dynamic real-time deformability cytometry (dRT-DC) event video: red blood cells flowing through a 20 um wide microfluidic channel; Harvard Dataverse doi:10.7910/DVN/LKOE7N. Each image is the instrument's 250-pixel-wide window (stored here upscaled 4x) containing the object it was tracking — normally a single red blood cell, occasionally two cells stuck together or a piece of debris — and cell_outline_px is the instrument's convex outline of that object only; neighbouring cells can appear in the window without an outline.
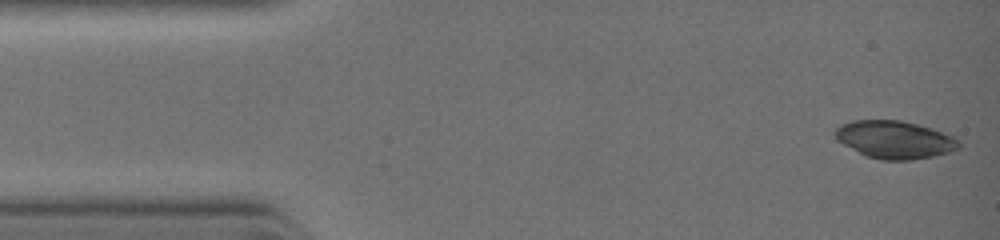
{"species": "common noctule bat (a hibernating species)", "species_latin": "Nyctalus noctula", "temperature_condition": "warm", "stored_images_in_passage": 54, "camera_frame_rate_fps": 3000, "um_per_image_px": 0.085, "animal": {"sex": "female", "body_mass_g": 19.0, "forearm_length_mm": 51.5}, "frame": {"image": 1, "passage_image": 1, "time_ms": 0.0, "image_size_px": [1000, 240], "cell_outline_px": [[960, 148], [948, 152], [932, 156], [908, 160], [884, 160], [868, 156], [836, 140], [832, 132], [840, 124], [852, 120], [900, 120], [932, 128], [952, 136], [960, 140]], "centroid_in_image_um": [76.03, 11.85], "position_along_channel_um": 9.0, "area_um2": 27.05}}
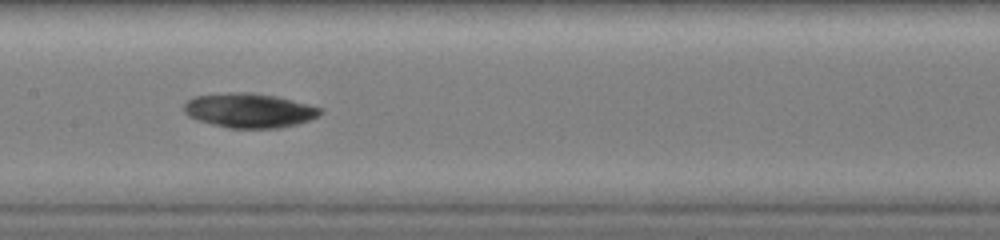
{"frame": {"image": 2, "passage_image": 27, "time_ms": 5.0, "image_size_px": [1000, 240], "cell_outline_px": [[324, 112], [308, 120], [296, 124], [280, 128], [228, 128], [196, 120], [188, 116], [184, 112], [184, 104], [192, 96], [228, 92], [252, 92], [276, 96], [324, 108]], "centroid_in_image_um": [21.16, 9.38], "position_along_channel_um": 186.2, "area_um2": 27.57}}
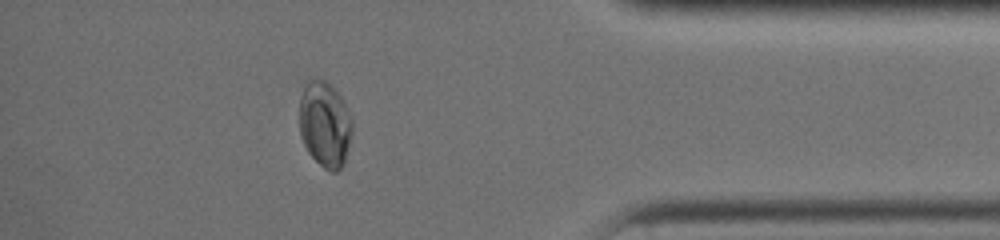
{"frame": {"image": 3, "passage_image": 48, "time_ms": 9.333, "image_size_px": [1000, 240], "cell_outline_px": [[352, 132], [344, 160], [340, 168], [336, 172], [332, 172], [324, 168], [308, 152], [300, 136], [300, 96], [308, 80], [324, 80], [340, 96], [352, 120]], "centroid_in_image_um": [27.6, 10.58], "position_along_channel_um": 407.6, "area_um2": 25.84}}